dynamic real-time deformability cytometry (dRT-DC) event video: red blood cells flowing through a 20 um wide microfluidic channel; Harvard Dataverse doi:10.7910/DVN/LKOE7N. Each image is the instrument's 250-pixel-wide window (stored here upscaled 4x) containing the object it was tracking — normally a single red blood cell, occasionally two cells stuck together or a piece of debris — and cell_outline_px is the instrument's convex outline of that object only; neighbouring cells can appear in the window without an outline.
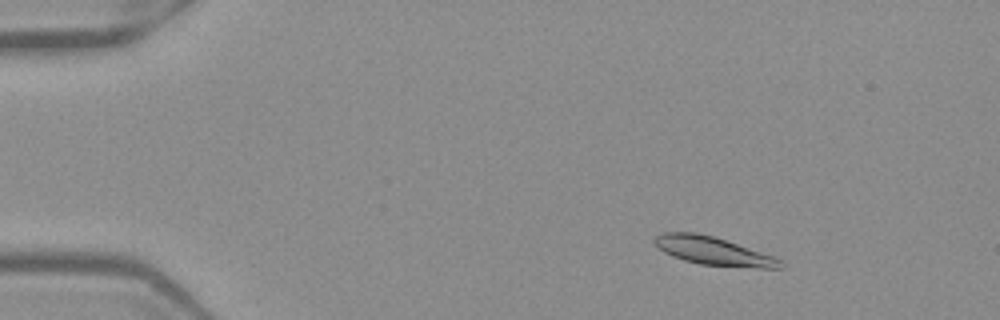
{"species": "Egyptian fruit bat (a non-hibernating species)", "species_latin": "Rousettus aegyptiacus", "temperature_condition": "warm", "stored_images_in_passage": 53, "camera_frame_rate_fps": 3000, "um_per_image_px": 0.085, "frame": {"image": 1, "passage_image": 8, "time_ms": 2.333, "image_size_px": [1000, 320], "cell_outline_px": [[784, 268], [756, 268], [700, 264], [684, 260], [672, 256], [664, 252], [652, 244], [652, 240], [656, 236], [664, 232], [696, 232], [712, 236], [784, 260]], "centroid_in_image_um": [60.59, 21.34], "position_along_channel_um": 24.4, "area_um2": 20.58}}
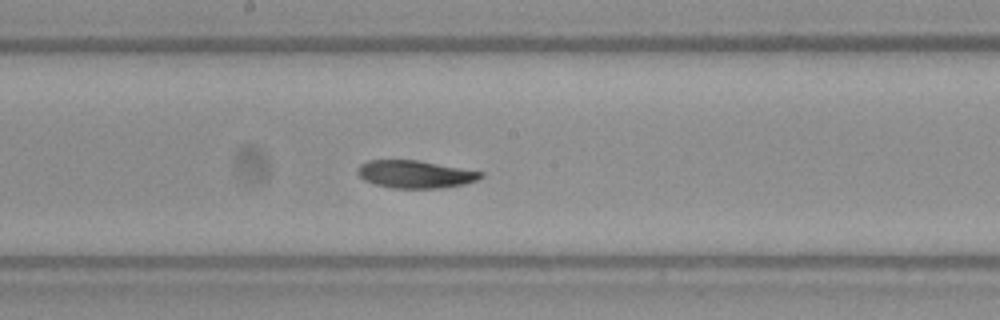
{"frame": {"image": 2, "passage_image": 29, "time_ms": 9.333, "image_size_px": [1000, 320], "cell_outline_px": [[484, 176], [476, 180], [464, 184], [440, 188], [392, 188], [376, 184], [364, 180], [356, 172], [356, 168], [360, 164], [368, 160], [416, 160], [484, 172]], "centroid_in_image_um": [35.27, 14.81], "position_along_channel_um": 212.9, "area_um2": 19.77}}
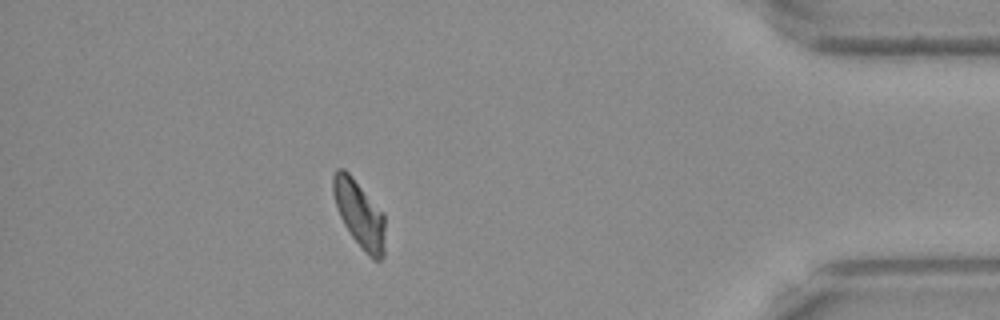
{"frame": {"image": 3, "passage_image": 47, "time_ms": 15.333, "image_size_px": [1000, 320], "cell_outline_px": [[384, 256], [380, 260], [372, 260], [364, 252], [352, 236], [344, 224], [340, 216], [332, 192], [332, 176], [336, 168], [344, 168], [352, 176], [384, 212]], "centroid_in_image_um": [30.55, 18.17], "position_along_channel_um": 404.6, "area_um2": 20.4}, "authors_computed_cell_mechanics": {"area_um2": 20.4612, "velocity_mm_per_s": 3.9061, "shape_relaxation_time_tau1_ms": 8.7395, "shape_relaxation_time_tau2_ms": null, "deformation_change_tau1": 0.2302, "deformation_change_tau2": null}}